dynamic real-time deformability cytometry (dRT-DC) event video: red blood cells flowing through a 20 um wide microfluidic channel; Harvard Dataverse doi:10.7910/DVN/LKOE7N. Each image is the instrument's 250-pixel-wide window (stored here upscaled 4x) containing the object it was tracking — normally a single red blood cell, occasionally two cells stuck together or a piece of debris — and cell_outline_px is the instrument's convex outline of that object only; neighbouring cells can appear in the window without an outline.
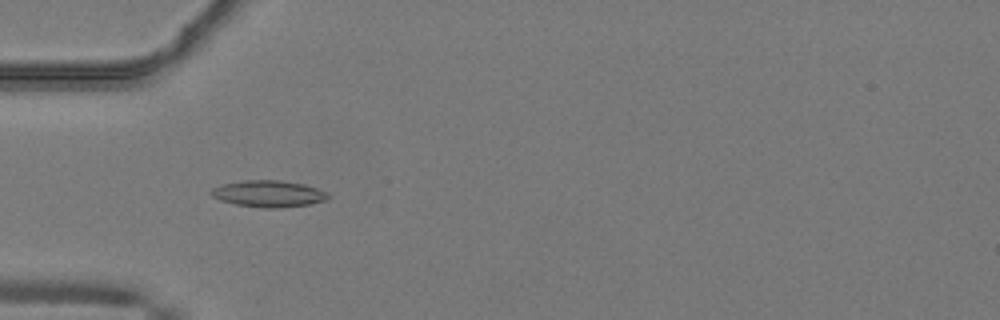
{"species": "common noctule bat (a hibernating species)", "species_latin": "Nyctalus noctula", "temperature_condition": "warm", "stored_images_in_passage": 51, "camera_frame_rate_fps": 3000, "um_per_image_px": 0.085, "animal": {"sex": "male", "body_mass_g": 19.2, "forearm_length_mm": 51.8}, "frame": {"image": 1, "passage_image": 17, "time_ms": 5.333, "image_size_px": [1000, 320], "cell_outline_px": [[332, 196], [328, 200], [308, 204], [280, 208], [260, 208], [236, 204], [220, 200], [212, 196], [208, 192], [212, 188], [224, 184], [244, 180], [280, 180], [304, 184], [328, 192]], "centroid_in_image_um": [22.85, 16.47], "position_along_channel_um": 62.1, "area_um2": 18.26}}
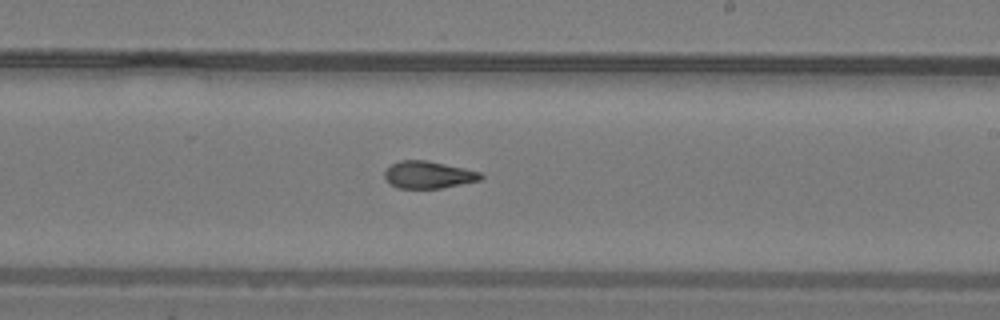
{"frame": {"image": 2, "passage_image": 31, "time_ms": 10.0, "image_size_px": [1000, 320], "cell_outline_px": [[484, 176], [480, 180], [440, 188], [396, 188], [384, 176], [384, 172], [392, 164], [400, 160], [428, 160], [464, 168], [480, 172]], "centroid_in_image_um": [36.41, 14.85], "position_along_channel_um": 252.6, "area_um2": 15.09}}
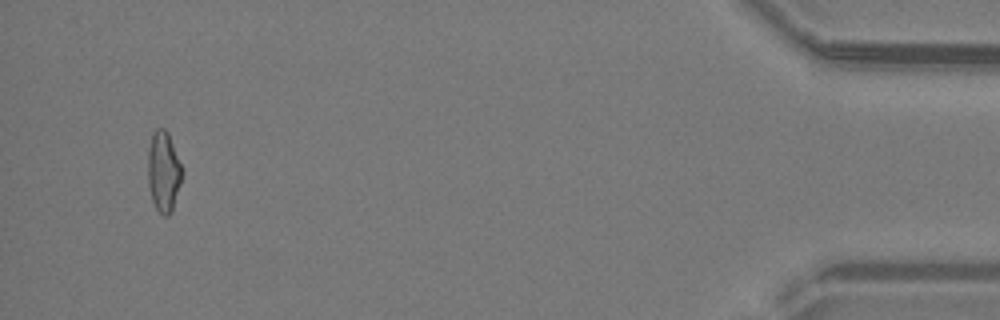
{"frame": {"image": 3, "passage_image": 49, "time_ms": 16.0, "image_size_px": [1000, 320], "cell_outline_px": [[184, 172], [172, 212], [168, 216], [164, 216], [156, 208], [152, 200], [148, 184], [148, 148], [152, 132], [156, 128], [164, 128], [168, 132], [184, 168]], "centroid_in_image_um": [13.92, 14.56], "position_along_channel_um": 421.3, "area_um2": 16.47}, "authors_computed_cell_mechanics": {"area_um2": 16.0106, "velocity_mm_per_s": 4.1217, "shape_relaxation_time_tau1_ms": null, "shape_relaxation_time_tau2_ms": 2.0826, "deformation_change_tau1": null, "deformation_change_tau2": 0.083}}